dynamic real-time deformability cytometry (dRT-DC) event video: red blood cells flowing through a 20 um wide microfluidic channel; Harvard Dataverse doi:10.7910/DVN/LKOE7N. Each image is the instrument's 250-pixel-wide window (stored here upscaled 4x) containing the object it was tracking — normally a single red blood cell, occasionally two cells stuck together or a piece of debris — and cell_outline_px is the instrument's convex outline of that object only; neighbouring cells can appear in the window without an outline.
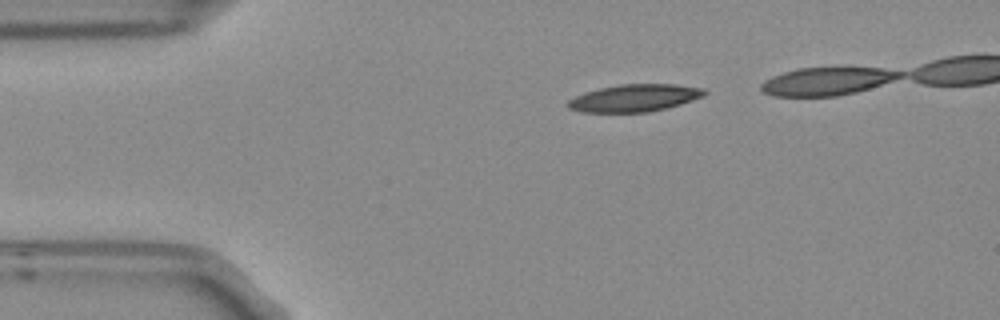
{"species": "Egyptian fruit bat (a non-hibernating species)", "species_latin": "Rousettus aegyptiacus", "temperature_condition": "room temperature", "stored_images_in_passage": 7, "camera_frame_rate_fps": 3000, "um_per_image_px": 0.085, "frame": {"image": 1, "passage_image": 1, "time_ms": 0.0, "image_size_px": [1000, 320], "cell_outline_px": [[708, 92], [704, 96], [680, 104], [648, 112], [580, 112], [568, 108], [564, 104], [568, 100], [584, 92], [600, 88], [620, 84], [676, 84], [704, 88]], "centroid_in_image_um": [53.91, 8.32], "position_along_channel_um": 31.1, "area_um2": 21.79}}